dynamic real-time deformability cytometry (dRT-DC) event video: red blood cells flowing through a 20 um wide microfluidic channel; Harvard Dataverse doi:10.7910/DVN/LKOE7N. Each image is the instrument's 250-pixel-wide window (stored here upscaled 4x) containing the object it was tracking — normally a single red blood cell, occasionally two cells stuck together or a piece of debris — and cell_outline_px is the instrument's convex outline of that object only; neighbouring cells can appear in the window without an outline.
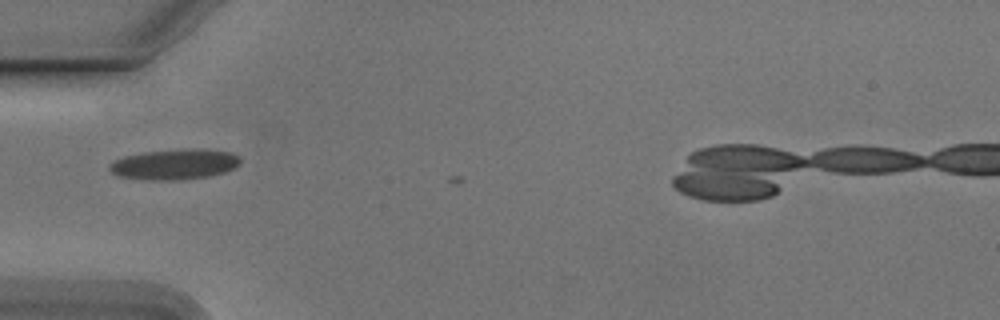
{"species": "Egyptian fruit bat (a non-hibernating species)", "species_latin": "Rousettus aegyptiacus", "temperature_condition": "cold", "stored_images_in_passage": 10, "camera_frame_rate_fps": 3000, "um_per_image_px": 0.085, "animal": {"sex": "male"}, "frame": {"image": 1, "passage_image": 1, "time_ms": 0.0, "image_size_px": [1000, 320], "cell_outline_px": [[240, 164], [224, 172], [208, 176], [176, 180], [152, 180], [120, 176], [112, 172], [108, 168], [108, 164], [124, 156], [144, 152], [180, 148], [204, 148], [232, 152], [240, 156]], "centroid_in_image_um": [14.87, 13.94], "position_along_channel_um": 70.1, "area_um2": 23.35}}
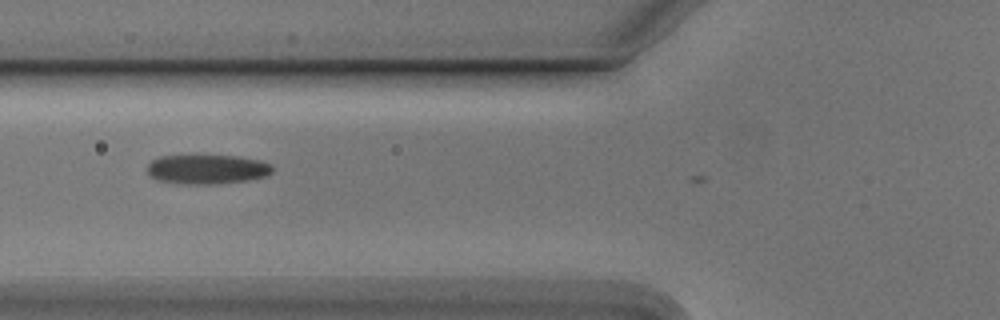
{"frame": {"image": 2, "passage_image": 4, "time_ms": 1.0, "image_size_px": [1000, 320], "cell_outline_px": [[272, 172], [264, 176], [248, 180], [216, 184], [184, 184], [160, 180], [152, 176], [148, 172], [148, 164], [152, 160], [160, 156], [196, 152], [236, 156], [260, 160], [272, 164]], "centroid_in_image_um": [17.59, 14.33], "position_along_channel_um": 108.2, "area_um2": 22.31}}
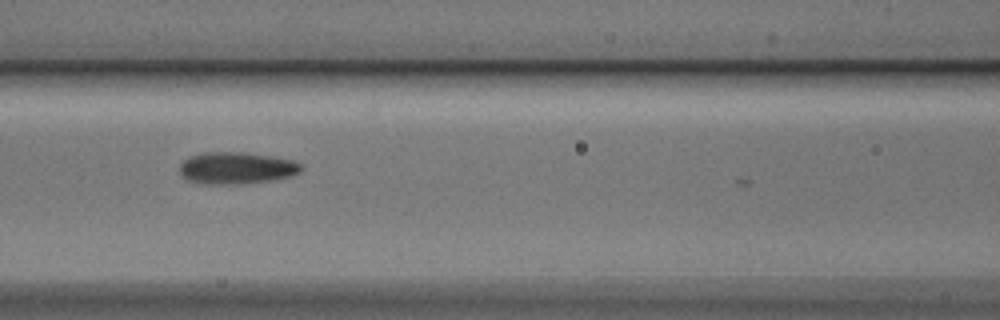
{"frame": {"image": 3, "passage_image": 7, "time_ms": 2.0, "image_size_px": [1000, 320], "cell_outline_px": [[304, 168], [300, 172], [292, 176], [276, 180], [240, 184], [204, 184], [188, 180], [180, 172], [180, 164], [184, 160], [192, 156], [204, 152], [244, 152], [272, 156], [292, 160], [300, 164]], "centroid_in_image_um": [20.14, 14.29], "position_along_channel_um": 146.5, "area_um2": 22.72}}